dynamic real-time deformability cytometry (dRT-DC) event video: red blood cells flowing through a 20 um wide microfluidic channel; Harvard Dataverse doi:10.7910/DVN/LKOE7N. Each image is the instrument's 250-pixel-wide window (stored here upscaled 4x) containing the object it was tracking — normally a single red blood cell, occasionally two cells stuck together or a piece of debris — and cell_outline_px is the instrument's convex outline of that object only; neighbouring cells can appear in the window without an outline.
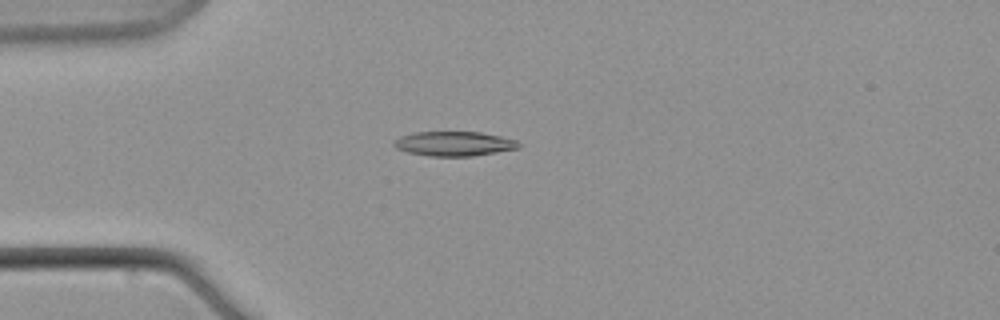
{"species": "common noctule bat (a hibernating species)", "species_latin": "Nyctalus noctula", "temperature_condition": "warm", "stored_images_in_passage": 5, "camera_frame_rate_fps": 3000, "um_per_image_px": 0.085, "animal": {"sex": "male", "body_mass_g": 21.5, "forearm_length_mm": 52.0}, "frame": {"image": 1, "passage_image": 3, "time_ms": 2.333, "image_size_px": [1000, 320], "cell_outline_px": [[520, 148], [472, 156], [428, 156], [408, 152], [396, 148], [392, 144], [400, 136], [412, 132], [480, 132], [500, 136], [516, 140], [520, 144]], "centroid_in_image_um": [38.59, 12.21], "position_along_channel_um": 46.4, "area_um2": 17.8}}
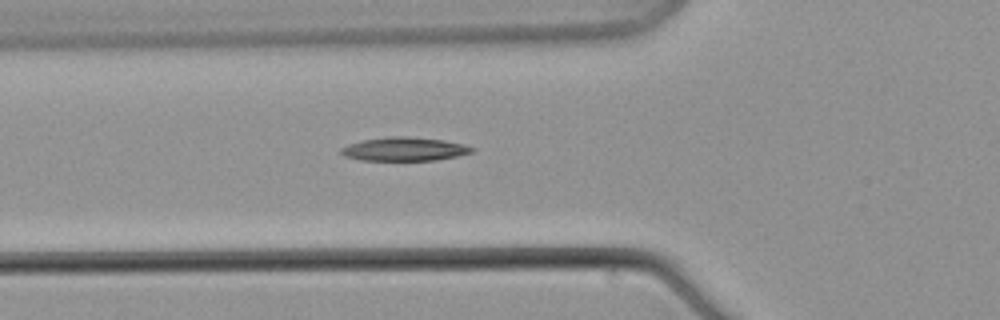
{"frame": {"image": 2, "passage_image": 5, "time_ms": 4.667, "image_size_px": [1000, 320], "cell_outline_px": [[476, 148], [472, 152], [456, 156], [436, 160], [360, 160], [344, 156], [340, 152], [340, 148], [348, 144], [364, 140], [388, 136], [408, 136], [444, 140], [464, 144]], "centroid_in_image_um": [34.37, 12.66], "position_along_channel_um": 91.4, "area_um2": 18.03}}